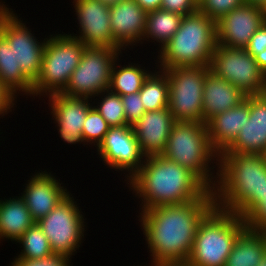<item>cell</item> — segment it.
Instances as JSON below:
<instances>
[{
  "instance_id": "1",
  "label": "cell",
  "mask_w": 266,
  "mask_h": 266,
  "mask_svg": "<svg viewBox=\"0 0 266 266\" xmlns=\"http://www.w3.org/2000/svg\"><path fill=\"white\" fill-rule=\"evenodd\" d=\"M214 206L211 191L194 201L141 211L137 217L151 253L150 266H184L198 225Z\"/></svg>"
},
{
  "instance_id": "2",
  "label": "cell",
  "mask_w": 266,
  "mask_h": 266,
  "mask_svg": "<svg viewBox=\"0 0 266 266\" xmlns=\"http://www.w3.org/2000/svg\"><path fill=\"white\" fill-rule=\"evenodd\" d=\"M126 184L140 198V211L187 203L211 192L193 172L163 155L146 157Z\"/></svg>"
},
{
  "instance_id": "3",
  "label": "cell",
  "mask_w": 266,
  "mask_h": 266,
  "mask_svg": "<svg viewBox=\"0 0 266 266\" xmlns=\"http://www.w3.org/2000/svg\"><path fill=\"white\" fill-rule=\"evenodd\" d=\"M212 192L215 206L243 216L266 191V161L262 154L222 152Z\"/></svg>"
},
{
  "instance_id": "4",
  "label": "cell",
  "mask_w": 266,
  "mask_h": 266,
  "mask_svg": "<svg viewBox=\"0 0 266 266\" xmlns=\"http://www.w3.org/2000/svg\"><path fill=\"white\" fill-rule=\"evenodd\" d=\"M217 45L216 22L200 11L183 16L179 29L157 51V69L209 66Z\"/></svg>"
},
{
  "instance_id": "5",
  "label": "cell",
  "mask_w": 266,
  "mask_h": 266,
  "mask_svg": "<svg viewBox=\"0 0 266 266\" xmlns=\"http://www.w3.org/2000/svg\"><path fill=\"white\" fill-rule=\"evenodd\" d=\"M163 156L193 172L211 191L215 187L219 154L210 144L207 124L175 122Z\"/></svg>"
},
{
  "instance_id": "6",
  "label": "cell",
  "mask_w": 266,
  "mask_h": 266,
  "mask_svg": "<svg viewBox=\"0 0 266 266\" xmlns=\"http://www.w3.org/2000/svg\"><path fill=\"white\" fill-rule=\"evenodd\" d=\"M245 228L241 216L214 206L199 223L184 266H225L234 242Z\"/></svg>"
},
{
  "instance_id": "7",
  "label": "cell",
  "mask_w": 266,
  "mask_h": 266,
  "mask_svg": "<svg viewBox=\"0 0 266 266\" xmlns=\"http://www.w3.org/2000/svg\"><path fill=\"white\" fill-rule=\"evenodd\" d=\"M85 47L84 43L69 32L47 36L41 70L33 82V98L61 93L80 64Z\"/></svg>"
},
{
  "instance_id": "8",
  "label": "cell",
  "mask_w": 266,
  "mask_h": 266,
  "mask_svg": "<svg viewBox=\"0 0 266 266\" xmlns=\"http://www.w3.org/2000/svg\"><path fill=\"white\" fill-rule=\"evenodd\" d=\"M69 193L44 218L36 223L48 238L54 255L72 258L84 240L86 218L79 204ZM85 218V219H84ZM85 224V225H84Z\"/></svg>"
},
{
  "instance_id": "9",
  "label": "cell",
  "mask_w": 266,
  "mask_h": 266,
  "mask_svg": "<svg viewBox=\"0 0 266 266\" xmlns=\"http://www.w3.org/2000/svg\"><path fill=\"white\" fill-rule=\"evenodd\" d=\"M169 81L168 108L175 122H203L202 94L209 66L161 69Z\"/></svg>"
},
{
  "instance_id": "10",
  "label": "cell",
  "mask_w": 266,
  "mask_h": 266,
  "mask_svg": "<svg viewBox=\"0 0 266 266\" xmlns=\"http://www.w3.org/2000/svg\"><path fill=\"white\" fill-rule=\"evenodd\" d=\"M122 55L121 50L111 47H85L80 64L61 93L94 99L99 93L108 90L113 64Z\"/></svg>"
},
{
  "instance_id": "11",
  "label": "cell",
  "mask_w": 266,
  "mask_h": 266,
  "mask_svg": "<svg viewBox=\"0 0 266 266\" xmlns=\"http://www.w3.org/2000/svg\"><path fill=\"white\" fill-rule=\"evenodd\" d=\"M4 3L0 2V34L13 47L15 63L33 83L41 70L46 35L44 40L39 41L26 23H23L22 18Z\"/></svg>"
},
{
  "instance_id": "12",
  "label": "cell",
  "mask_w": 266,
  "mask_h": 266,
  "mask_svg": "<svg viewBox=\"0 0 266 266\" xmlns=\"http://www.w3.org/2000/svg\"><path fill=\"white\" fill-rule=\"evenodd\" d=\"M209 68L215 76L233 84L246 96L263 93L265 73L245 49L217 44Z\"/></svg>"
},
{
  "instance_id": "13",
  "label": "cell",
  "mask_w": 266,
  "mask_h": 266,
  "mask_svg": "<svg viewBox=\"0 0 266 266\" xmlns=\"http://www.w3.org/2000/svg\"><path fill=\"white\" fill-rule=\"evenodd\" d=\"M96 150L108 168L125 171L127 179L124 181H128L141 168L146 158L131 125L110 127Z\"/></svg>"
},
{
  "instance_id": "14",
  "label": "cell",
  "mask_w": 266,
  "mask_h": 266,
  "mask_svg": "<svg viewBox=\"0 0 266 266\" xmlns=\"http://www.w3.org/2000/svg\"><path fill=\"white\" fill-rule=\"evenodd\" d=\"M79 26L78 38L86 47H111L124 50L113 38L110 6L99 0H73Z\"/></svg>"
},
{
  "instance_id": "15",
  "label": "cell",
  "mask_w": 266,
  "mask_h": 266,
  "mask_svg": "<svg viewBox=\"0 0 266 266\" xmlns=\"http://www.w3.org/2000/svg\"><path fill=\"white\" fill-rule=\"evenodd\" d=\"M265 20L261 7L245 3L216 21V42L221 46L245 49Z\"/></svg>"
},
{
  "instance_id": "16",
  "label": "cell",
  "mask_w": 266,
  "mask_h": 266,
  "mask_svg": "<svg viewBox=\"0 0 266 266\" xmlns=\"http://www.w3.org/2000/svg\"><path fill=\"white\" fill-rule=\"evenodd\" d=\"M47 97L59 137L68 145L82 143L85 146L82 137L83 124L95 100L92 102L91 98L72 97L62 93H54Z\"/></svg>"
},
{
  "instance_id": "17",
  "label": "cell",
  "mask_w": 266,
  "mask_h": 266,
  "mask_svg": "<svg viewBox=\"0 0 266 266\" xmlns=\"http://www.w3.org/2000/svg\"><path fill=\"white\" fill-rule=\"evenodd\" d=\"M41 171V172H40ZM37 171L30 175L25 184L21 199L28 207L35 222L44 218L70 192L64 188L60 179L57 180L51 172Z\"/></svg>"
},
{
  "instance_id": "18",
  "label": "cell",
  "mask_w": 266,
  "mask_h": 266,
  "mask_svg": "<svg viewBox=\"0 0 266 266\" xmlns=\"http://www.w3.org/2000/svg\"><path fill=\"white\" fill-rule=\"evenodd\" d=\"M147 12L135 0L110 5V25L115 41L124 49L144 43Z\"/></svg>"
},
{
  "instance_id": "19",
  "label": "cell",
  "mask_w": 266,
  "mask_h": 266,
  "mask_svg": "<svg viewBox=\"0 0 266 266\" xmlns=\"http://www.w3.org/2000/svg\"><path fill=\"white\" fill-rule=\"evenodd\" d=\"M174 123L175 120L169 108H164L158 111H146L132 125L136 140L145 157L163 155Z\"/></svg>"
},
{
  "instance_id": "20",
  "label": "cell",
  "mask_w": 266,
  "mask_h": 266,
  "mask_svg": "<svg viewBox=\"0 0 266 266\" xmlns=\"http://www.w3.org/2000/svg\"><path fill=\"white\" fill-rule=\"evenodd\" d=\"M266 151V96L250 95V114L234 142L224 152L258 153Z\"/></svg>"
},
{
  "instance_id": "21",
  "label": "cell",
  "mask_w": 266,
  "mask_h": 266,
  "mask_svg": "<svg viewBox=\"0 0 266 266\" xmlns=\"http://www.w3.org/2000/svg\"><path fill=\"white\" fill-rule=\"evenodd\" d=\"M250 114V95L237 106L216 114L206 124L212 148L220 155L236 139Z\"/></svg>"
},
{
  "instance_id": "22",
  "label": "cell",
  "mask_w": 266,
  "mask_h": 266,
  "mask_svg": "<svg viewBox=\"0 0 266 266\" xmlns=\"http://www.w3.org/2000/svg\"><path fill=\"white\" fill-rule=\"evenodd\" d=\"M246 95L228 81L215 76L211 71L206 74L202 94L203 123L216 114L225 112L246 99Z\"/></svg>"
},
{
  "instance_id": "23",
  "label": "cell",
  "mask_w": 266,
  "mask_h": 266,
  "mask_svg": "<svg viewBox=\"0 0 266 266\" xmlns=\"http://www.w3.org/2000/svg\"><path fill=\"white\" fill-rule=\"evenodd\" d=\"M19 196L0 199V241L17 242L35 223L25 202Z\"/></svg>"
},
{
  "instance_id": "24",
  "label": "cell",
  "mask_w": 266,
  "mask_h": 266,
  "mask_svg": "<svg viewBox=\"0 0 266 266\" xmlns=\"http://www.w3.org/2000/svg\"><path fill=\"white\" fill-rule=\"evenodd\" d=\"M265 255L264 232L245 228L234 242L225 266H257Z\"/></svg>"
},
{
  "instance_id": "25",
  "label": "cell",
  "mask_w": 266,
  "mask_h": 266,
  "mask_svg": "<svg viewBox=\"0 0 266 266\" xmlns=\"http://www.w3.org/2000/svg\"><path fill=\"white\" fill-rule=\"evenodd\" d=\"M0 82L16 99L18 94L32 96L33 83L23 74L20 66L15 63L14 49L1 34Z\"/></svg>"
},
{
  "instance_id": "26",
  "label": "cell",
  "mask_w": 266,
  "mask_h": 266,
  "mask_svg": "<svg viewBox=\"0 0 266 266\" xmlns=\"http://www.w3.org/2000/svg\"><path fill=\"white\" fill-rule=\"evenodd\" d=\"M119 60L118 56L113 64L108 90L120 96L138 93L152 71L133 62L122 66Z\"/></svg>"
},
{
  "instance_id": "27",
  "label": "cell",
  "mask_w": 266,
  "mask_h": 266,
  "mask_svg": "<svg viewBox=\"0 0 266 266\" xmlns=\"http://www.w3.org/2000/svg\"><path fill=\"white\" fill-rule=\"evenodd\" d=\"M182 18V15L161 8L147 12L143 41L154 42L155 45L157 42L158 51L161 50L179 29Z\"/></svg>"
},
{
  "instance_id": "28",
  "label": "cell",
  "mask_w": 266,
  "mask_h": 266,
  "mask_svg": "<svg viewBox=\"0 0 266 266\" xmlns=\"http://www.w3.org/2000/svg\"><path fill=\"white\" fill-rule=\"evenodd\" d=\"M156 69L155 67V71H152L144 80L139 91L145 111H158L168 108L169 81L167 74L161 69H158V71Z\"/></svg>"
},
{
  "instance_id": "29",
  "label": "cell",
  "mask_w": 266,
  "mask_h": 266,
  "mask_svg": "<svg viewBox=\"0 0 266 266\" xmlns=\"http://www.w3.org/2000/svg\"><path fill=\"white\" fill-rule=\"evenodd\" d=\"M17 243L21 244L23 249L14 259L37 260L46 259L54 255L48 238L36 222L15 244Z\"/></svg>"
},
{
  "instance_id": "30",
  "label": "cell",
  "mask_w": 266,
  "mask_h": 266,
  "mask_svg": "<svg viewBox=\"0 0 266 266\" xmlns=\"http://www.w3.org/2000/svg\"><path fill=\"white\" fill-rule=\"evenodd\" d=\"M99 97L97 105L94 107L100 115L107 121L110 127H120L129 125L125 119L122 98L120 95L110 92L109 90L103 91L96 95ZM100 101V102H99Z\"/></svg>"
},
{
  "instance_id": "31",
  "label": "cell",
  "mask_w": 266,
  "mask_h": 266,
  "mask_svg": "<svg viewBox=\"0 0 266 266\" xmlns=\"http://www.w3.org/2000/svg\"><path fill=\"white\" fill-rule=\"evenodd\" d=\"M109 129L110 126L107 121L100 115L97 109L92 106L83 124L82 137L84 143L89 146L93 144V146L97 148Z\"/></svg>"
},
{
  "instance_id": "32",
  "label": "cell",
  "mask_w": 266,
  "mask_h": 266,
  "mask_svg": "<svg viewBox=\"0 0 266 266\" xmlns=\"http://www.w3.org/2000/svg\"><path fill=\"white\" fill-rule=\"evenodd\" d=\"M243 4H245L244 0H198V11L216 22Z\"/></svg>"
},
{
  "instance_id": "33",
  "label": "cell",
  "mask_w": 266,
  "mask_h": 266,
  "mask_svg": "<svg viewBox=\"0 0 266 266\" xmlns=\"http://www.w3.org/2000/svg\"><path fill=\"white\" fill-rule=\"evenodd\" d=\"M246 228L266 231V191L259 200L242 216Z\"/></svg>"
},
{
  "instance_id": "34",
  "label": "cell",
  "mask_w": 266,
  "mask_h": 266,
  "mask_svg": "<svg viewBox=\"0 0 266 266\" xmlns=\"http://www.w3.org/2000/svg\"><path fill=\"white\" fill-rule=\"evenodd\" d=\"M126 122L133 125L146 112L138 93L121 96Z\"/></svg>"
},
{
  "instance_id": "35",
  "label": "cell",
  "mask_w": 266,
  "mask_h": 266,
  "mask_svg": "<svg viewBox=\"0 0 266 266\" xmlns=\"http://www.w3.org/2000/svg\"><path fill=\"white\" fill-rule=\"evenodd\" d=\"M160 8L186 16L198 11V0H162Z\"/></svg>"
},
{
  "instance_id": "36",
  "label": "cell",
  "mask_w": 266,
  "mask_h": 266,
  "mask_svg": "<svg viewBox=\"0 0 266 266\" xmlns=\"http://www.w3.org/2000/svg\"><path fill=\"white\" fill-rule=\"evenodd\" d=\"M71 259L61 255H53L46 259L24 260L13 259L10 266H72Z\"/></svg>"
},
{
  "instance_id": "37",
  "label": "cell",
  "mask_w": 266,
  "mask_h": 266,
  "mask_svg": "<svg viewBox=\"0 0 266 266\" xmlns=\"http://www.w3.org/2000/svg\"><path fill=\"white\" fill-rule=\"evenodd\" d=\"M266 49V20L253 34L245 50L253 57Z\"/></svg>"
},
{
  "instance_id": "38",
  "label": "cell",
  "mask_w": 266,
  "mask_h": 266,
  "mask_svg": "<svg viewBox=\"0 0 266 266\" xmlns=\"http://www.w3.org/2000/svg\"><path fill=\"white\" fill-rule=\"evenodd\" d=\"M17 99L1 84L0 82V116L4 117L12 112V108L17 107L15 103ZM0 117V118H1Z\"/></svg>"
},
{
  "instance_id": "39",
  "label": "cell",
  "mask_w": 266,
  "mask_h": 266,
  "mask_svg": "<svg viewBox=\"0 0 266 266\" xmlns=\"http://www.w3.org/2000/svg\"><path fill=\"white\" fill-rule=\"evenodd\" d=\"M146 12L160 9L162 0H135Z\"/></svg>"
},
{
  "instance_id": "40",
  "label": "cell",
  "mask_w": 266,
  "mask_h": 266,
  "mask_svg": "<svg viewBox=\"0 0 266 266\" xmlns=\"http://www.w3.org/2000/svg\"><path fill=\"white\" fill-rule=\"evenodd\" d=\"M254 58L258 64L259 68L264 73H266V49L264 51L258 53Z\"/></svg>"
},
{
  "instance_id": "41",
  "label": "cell",
  "mask_w": 266,
  "mask_h": 266,
  "mask_svg": "<svg viewBox=\"0 0 266 266\" xmlns=\"http://www.w3.org/2000/svg\"><path fill=\"white\" fill-rule=\"evenodd\" d=\"M246 4L263 7L265 5L266 0H244Z\"/></svg>"
},
{
  "instance_id": "42",
  "label": "cell",
  "mask_w": 266,
  "mask_h": 266,
  "mask_svg": "<svg viewBox=\"0 0 266 266\" xmlns=\"http://www.w3.org/2000/svg\"><path fill=\"white\" fill-rule=\"evenodd\" d=\"M103 3H105L106 5H113V4H117L119 2H121L122 0H99Z\"/></svg>"
},
{
  "instance_id": "43",
  "label": "cell",
  "mask_w": 266,
  "mask_h": 266,
  "mask_svg": "<svg viewBox=\"0 0 266 266\" xmlns=\"http://www.w3.org/2000/svg\"><path fill=\"white\" fill-rule=\"evenodd\" d=\"M257 266H266V255L264 256V258L259 262V264Z\"/></svg>"
},
{
  "instance_id": "44",
  "label": "cell",
  "mask_w": 266,
  "mask_h": 266,
  "mask_svg": "<svg viewBox=\"0 0 266 266\" xmlns=\"http://www.w3.org/2000/svg\"><path fill=\"white\" fill-rule=\"evenodd\" d=\"M262 94L266 96V73L264 74V89Z\"/></svg>"
},
{
  "instance_id": "45",
  "label": "cell",
  "mask_w": 266,
  "mask_h": 266,
  "mask_svg": "<svg viewBox=\"0 0 266 266\" xmlns=\"http://www.w3.org/2000/svg\"><path fill=\"white\" fill-rule=\"evenodd\" d=\"M264 14L266 15V1H265V5L262 7Z\"/></svg>"
},
{
  "instance_id": "46",
  "label": "cell",
  "mask_w": 266,
  "mask_h": 266,
  "mask_svg": "<svg viewBox=\"0 0 266 266\" xmlns=\"http://www.w3.org/2000/svg\"><path fill=\"white\" fill-rule=\"evenodd\" d=\"M265 158V161H266V151L262 154Z\"/></svg>"
}]
</instances>
